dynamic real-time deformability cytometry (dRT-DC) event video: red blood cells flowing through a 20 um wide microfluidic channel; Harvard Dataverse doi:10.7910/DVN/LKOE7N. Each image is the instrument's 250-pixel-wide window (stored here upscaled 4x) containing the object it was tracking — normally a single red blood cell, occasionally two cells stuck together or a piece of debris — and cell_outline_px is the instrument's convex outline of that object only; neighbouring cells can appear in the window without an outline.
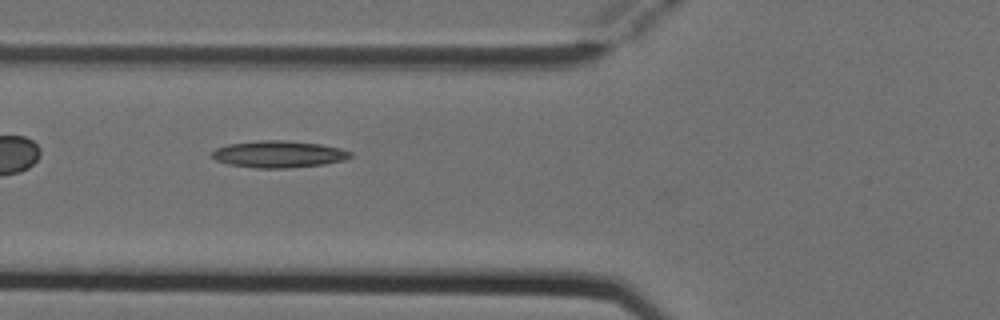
{"species": "Egyptian fruit bat (a non-hibernating species)", "species_latin": "Rousettus aegyptiacus", "temperature_condition": "cold", "stored_images_in_passage": 9, "camera_frame_rate_fps": 3000, "um_per_image_px": 0.085, "animal": {"sex": "female"}, "frame": {"image": 1, "passage_image": 7, "time_ms": 2.0, "image_size_px": [1000, 320], "cell_outline_px": [[352, 156], [344, 160], [324, 164], [288, 168], [256, 168], [228, 164], [216, 160], [208, 156], [208, 152], [216, 148], [228, 144], [260, 140], [284, 140], [320, 144], [340, 148], [352, 152]], "centroid_in_image_um": [23.63, 13.1], "position_along_channel_um": 102.2, "area_um2": 21.85}}
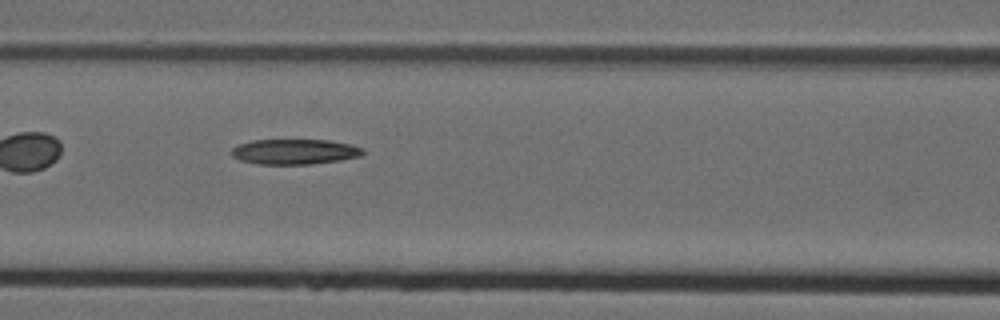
{"frame": {"image": 2, "passage_image": 8, "time_ms": 2.333, "image_size_px": [1000, 320], "cell_outline_px": [[364, 152], [360, 156], [340, 160], [312, 164], [256, 164], [240, 160], [232, 156], [232, 148], [240, 144], [252, 140], [328, 140], [352, 144], [364, 148]], "centroid_in_image_um": [25.06, 12.89], "position_along_channel_um": 141.5, "area_um2": 19.36}}
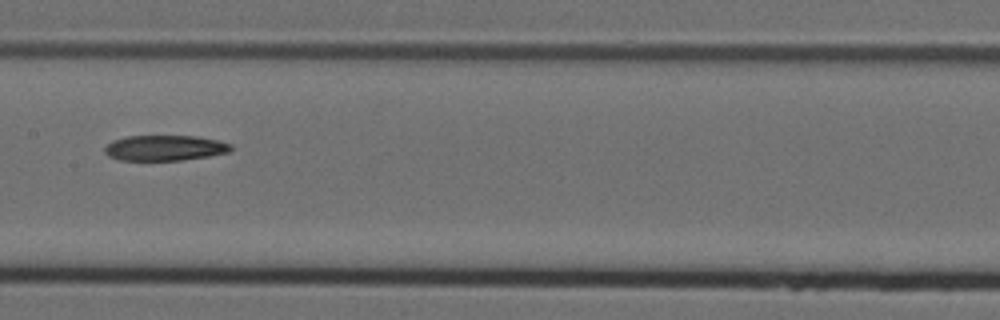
{"frame": {"image": 3, "passage_image": 9, "time_ms": 2.667, "image_size_px": [1000, 320], "cell_outline_px": [[232, 148], [228, 152], [208, 156], [180, 160], [120, 160], [108, 156], [104, 152], [104, 148], [112, 140], [128, 136], [196, 136], [216, 140], [232, 144]], "centroid_in_image_um": [13.98, 12.57], "position_along_channel_um": 193.4, "area_um2": 18.61}}